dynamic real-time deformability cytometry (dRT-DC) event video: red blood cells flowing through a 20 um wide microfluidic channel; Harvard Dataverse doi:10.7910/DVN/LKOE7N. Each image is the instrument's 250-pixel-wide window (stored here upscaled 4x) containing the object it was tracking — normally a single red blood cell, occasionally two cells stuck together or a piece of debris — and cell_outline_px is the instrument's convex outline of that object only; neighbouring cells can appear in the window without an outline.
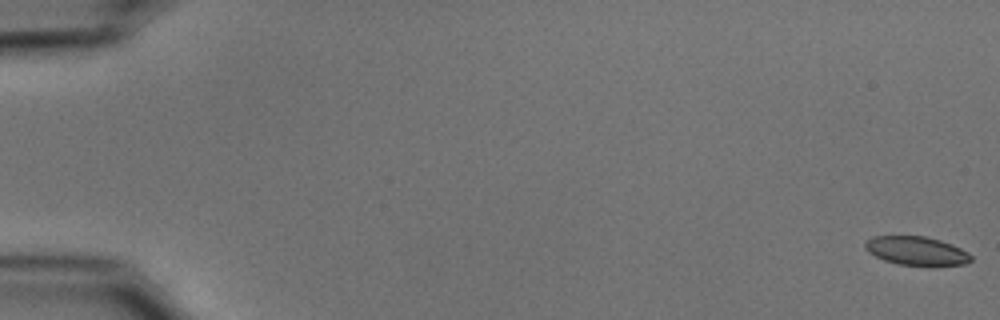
{"species": "common noctule bat (a hibernating species)", "species_latin": "Nyctalus noctula", "temperature_condition": "cold", "stored_images_in_passage": 11, "camera_frame_rate_fps": 3000, "um_per_image_px": 0.085, "animal": {"sex": "male", "body_mass_g": 15.6}, "frame": {"image": 1, "passage_image": 1, "time_ms": 0.0, "image_size_px": [1000, 320], "cell_outline_px": [[972, 260], [964, 264], [932, 268], [896, 264], [884, 260], [868, 252], [864, 248], [864, 240], [872, 236], [924, 236], [940, 240], [952, 244], [968, 252], [972, 256]], "centroid_in_image_um": [77.91, 21.36], "position_along_channel_um": 7.1, "area_um2": 18.44}}